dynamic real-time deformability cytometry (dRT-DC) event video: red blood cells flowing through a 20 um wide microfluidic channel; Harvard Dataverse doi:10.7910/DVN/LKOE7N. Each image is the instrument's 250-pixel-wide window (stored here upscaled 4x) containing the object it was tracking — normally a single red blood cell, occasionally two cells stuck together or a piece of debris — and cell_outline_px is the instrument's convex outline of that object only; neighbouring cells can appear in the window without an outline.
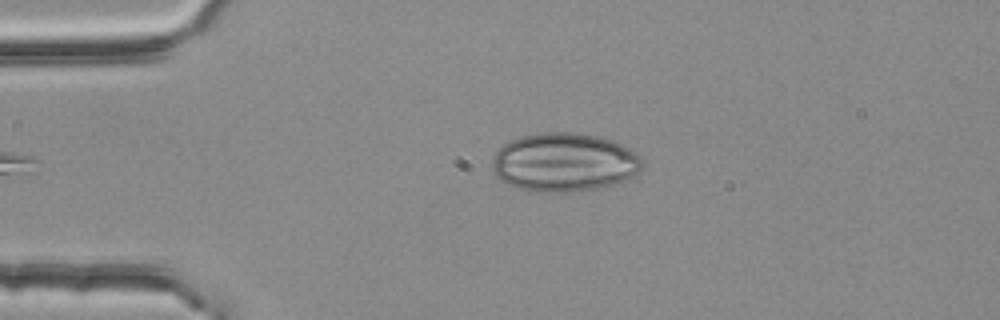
{"species": "common noctule bat (a hibernating species)", "species_latin": "Nyctalus noctula", "temperature_condition": "room temperature", "stored_images_in_passage": 3, "camera_frame_rate_fps": 3000, "um_per_image_px": 0.085, "animal": {"sex": "female", "body_mass_g": 25.1}, "frame": {"image": 1, "passage_image": 3, "time_ms": 0.667, "image_size_px": [1000, 320], "cell_outline_px": [[644, 164], [632, 176], [624, 180], [612, 184], [596, 188], [568, 192], [540, 192], [516, 188], [504, 184], [492, 172], [492, 160], [496, 152], [504, 144], [520, 136], [540, 132], [572, 132], [600, 136], [624, 144], [636, 152], [644, 160]], "centroid_in_image_um": [47.94, 13.79], "position_along_channel_um": 37.1, "area_um2": 51.73}}